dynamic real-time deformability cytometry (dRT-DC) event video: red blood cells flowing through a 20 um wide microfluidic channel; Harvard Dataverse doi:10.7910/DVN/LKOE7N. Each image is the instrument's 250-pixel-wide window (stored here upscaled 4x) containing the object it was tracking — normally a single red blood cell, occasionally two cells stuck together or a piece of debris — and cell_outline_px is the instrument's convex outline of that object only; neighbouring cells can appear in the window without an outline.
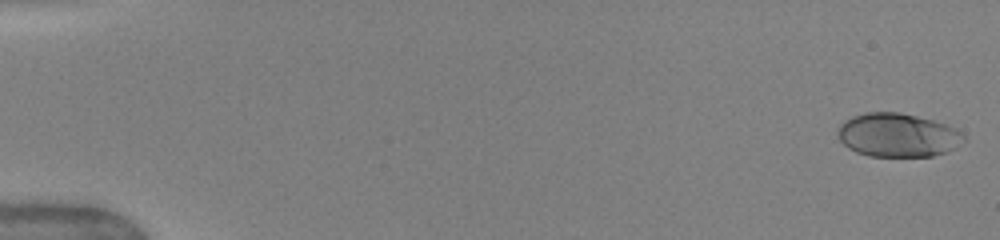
{"species": "human", "species_latin": "Homo sapiens", "temperature_condition": "warm", "stored_images_in_passage": 13, "camera_frame_rate_fps": 3000, "um_per_image_px": 0.085, "donor": {"sex": "female"}, "frame": {"image": 1, "passage_image": 1, "time_ms": 0.0, "image_size_px": [1000, 240], "cell_outline_px": [[968, 140], [956, 148], [932, 156], [868, 156], [856, 152], [848, 148], [840, 140], [836, 132], [840, 124], [844, 120], [852, 116], [864, 112], [900, 112], [932, 120], [956, 128]], "centroid_in_image_um": [76.3, 11.48], "position_along_channel_um": 8.7, "area_um2": 32.25}}
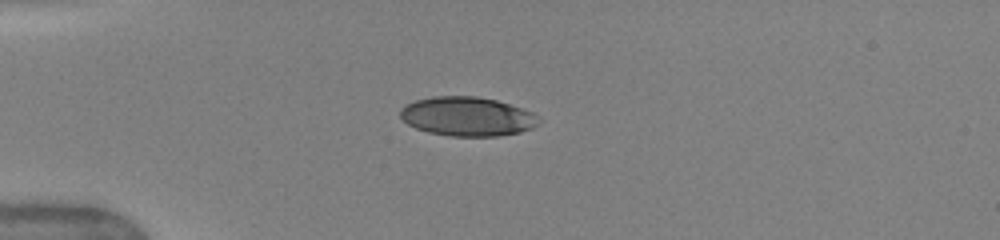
{"frame": {"image": 2, "passage_image": 8, "time_ms": 4.333, "image_size_px": [1000, 240], "cell_outline_px": [[540, 124], [532, 128], [520, 132], [496, 136], [448, 136], [428, 132], [416, 128], [408, 124], [400, 116], [400, 108], [404, 104], [416, 100], [432, 96], [476, 96], [496, 100], [532, 112], [540, 120]], "centroid_in_image_um": [39.69, 9.9], "position_along_channel_um": 45.3, "area_um2": 31.62}}